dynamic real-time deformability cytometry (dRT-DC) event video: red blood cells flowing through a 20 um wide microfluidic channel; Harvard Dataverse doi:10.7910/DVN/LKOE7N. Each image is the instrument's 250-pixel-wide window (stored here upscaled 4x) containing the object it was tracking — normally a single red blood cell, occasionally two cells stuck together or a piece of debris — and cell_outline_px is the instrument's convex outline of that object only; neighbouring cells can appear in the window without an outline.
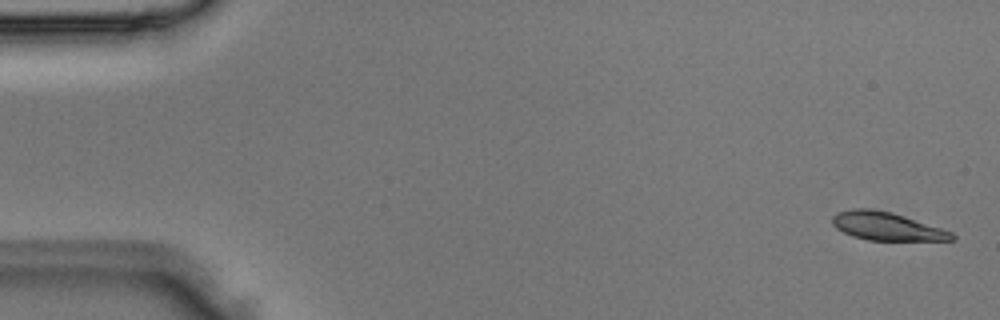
{"species": "Egyptian fruit bat (a non-hibernating species)", "species_latin": "Rousettus aegyptiacus", "temperature_condition": "room temperature", "stored_images_in_passage": 5, "camera_frame_rate_fps": 3000, "um_per_image_px": 0.085, "animal": {"sex": "male"}, "frame": {"image": 1, "passage_image": 1, "time_ms": 0.0, "image_size_px": [1000, 320], "cell_outline_px": [[956, 240], [868, 240], [852, 236], [836, 228], [832, 224], [832, 216], [840, 212], [852, 208], [868, 208], [892, 212], [952, 232], [956, 236]], "centroid_in_image_um": [75.35, 19.23], "position_along_channel_um": 9.6, "area_um2": 19.42}}
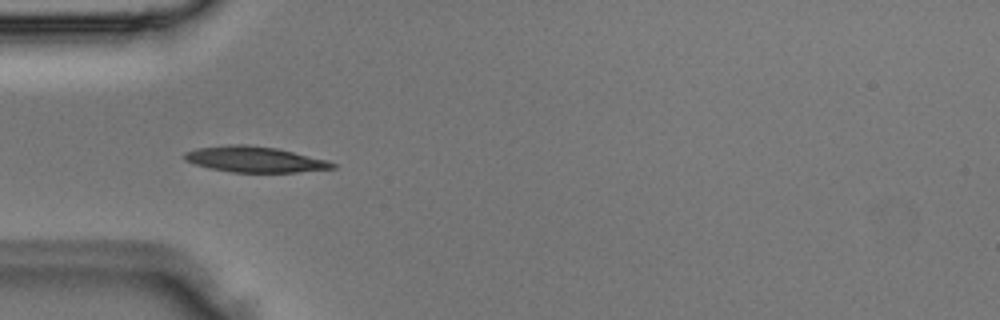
{"frame": {"image": 2, "passage_image": 4, "time_ms": 1.0, "image_size_px": [1000, 320], "cell_outline_px": [[336, 168], [296, 172], [232, 172], [208, 168], [184, 160], [184, 152], [196, 148], [232, 144], [248, 144], [276, 148], [328, 160], [336, 164]], "centroid_in_image_um": [21.64, 13.54], "position_along_channel_um": 63.4, "area_um2": 22.2}}
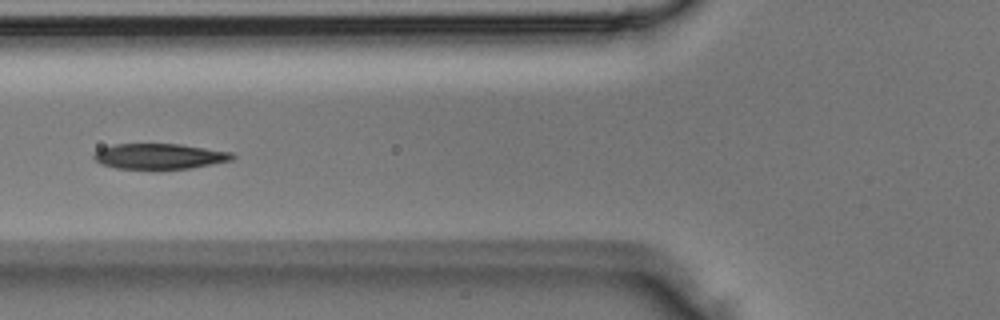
{"frame": {"image": 3, "passage_image": 5, "time_ms": 1.333, "image_size_px": [1000, 320], "cell_outline_px": [[236, 156], [232, 160], [188, 168], [116, 168], [100, 164], [92, 156], [92, 152], [100, 148], [116, 144], [180, 144], [232, 152]], "centroid_in_image_um": [13.51, 13.27], "position_along_channel_um": 112.3, "area_um2": 20.35}}